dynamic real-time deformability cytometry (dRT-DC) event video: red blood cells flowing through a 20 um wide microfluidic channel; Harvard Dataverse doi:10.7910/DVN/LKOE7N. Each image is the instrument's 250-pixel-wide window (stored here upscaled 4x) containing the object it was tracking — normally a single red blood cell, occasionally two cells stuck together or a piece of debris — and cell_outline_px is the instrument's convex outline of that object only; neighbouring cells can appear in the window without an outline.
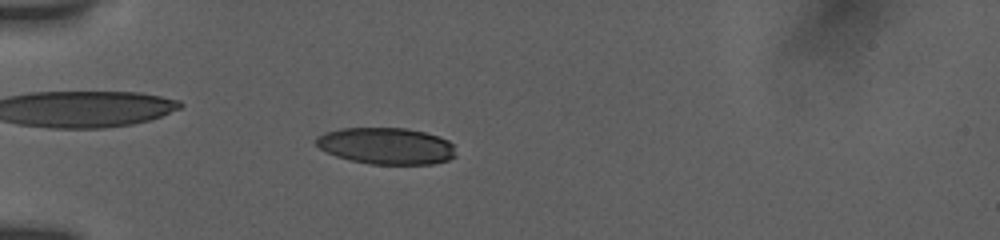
{"species": "human", "species_latin": "Homo sapiens", "temperature_condition": "room temperature", "stored_images_in_passage": 46, "camera_frame_rate_fps": 3000, "um_per_image_px": 0.085, "donor": {"sex": "female"}, "frame": {"image": 1, "passage_image": 9, "time_ms": 2.667, "image_size_px": [1000, 240], "cell_outline_px": [[456, 156], [448, 160], [432, 164], [368, 164], [348, 160], [336, 156], [320, 148], [316, 144], [316, 136], [324, 132], [340, 128], [408, 128], [424, 132], [448, 140], [452, 144]], "centroid_in_image_um": [32.81, 12.4], "position_along_channel_um": 52.2, "area_um2": 29.88}}
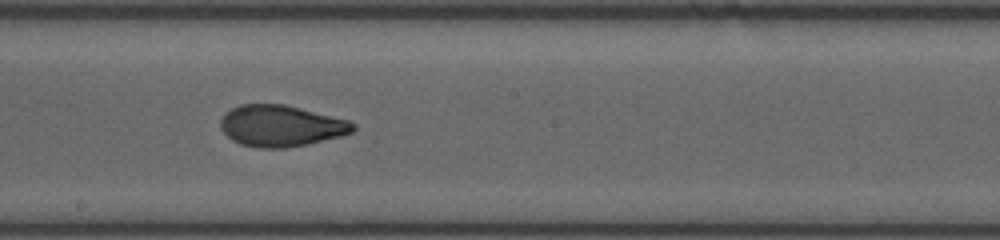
{"frame": {"image": 2, "passage_image": 24, "time_ms": 7.667, "image_size_px": [1000, 240], "cell_outline_px": [[356, 128], [352, 132], [340, 136], [308, 144], [288, 148], [260, 148], [240, 144], [232, 140], [220, 128], [220, 120], [224, 112], [240, 104], [284, 104], [348, 120], [356, 124]], "centroid_in_image_um": [23.86, 10.7], "position_along_channel_um": 224.3, "area_um2": 31.96}}
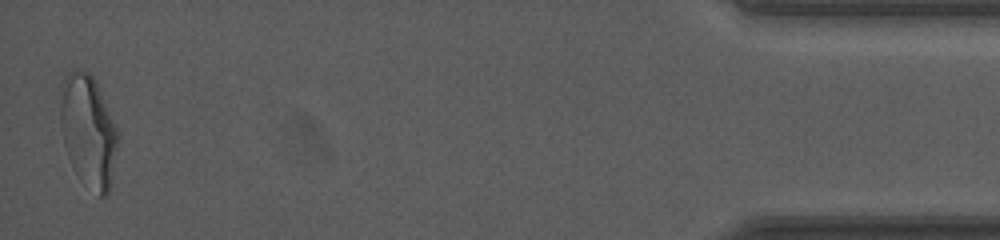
{"frame": {"image": 3, "passage_image": 46, "time_ms": 15.0, "image_size_px": [1000, 240], "cell_outline_px": [[120, 136], [112, 180], [108, 196], [100, 196], [76, 172], [68, 156], [64, 144], [60, 124], [60, 88], [64, 76], [68, 72], [88, 72], [96, 80]], "centroid_in_image_um": [7.52, 11.12], "position_along_channel_um": 427.7, "area_um2": 37.45}, "authors_computed_cell_mechanics": {"area_um2": 32.1946, "velocity_mm_per_s": 3.8456, "shape_relaxation_time_tau1_ms": 5.3829, "shape_relaxation_time_tau2_ms": 1.3171, "deformation_change_tau1": 0.1861, "deformation_change_tau2": 0.0709}}